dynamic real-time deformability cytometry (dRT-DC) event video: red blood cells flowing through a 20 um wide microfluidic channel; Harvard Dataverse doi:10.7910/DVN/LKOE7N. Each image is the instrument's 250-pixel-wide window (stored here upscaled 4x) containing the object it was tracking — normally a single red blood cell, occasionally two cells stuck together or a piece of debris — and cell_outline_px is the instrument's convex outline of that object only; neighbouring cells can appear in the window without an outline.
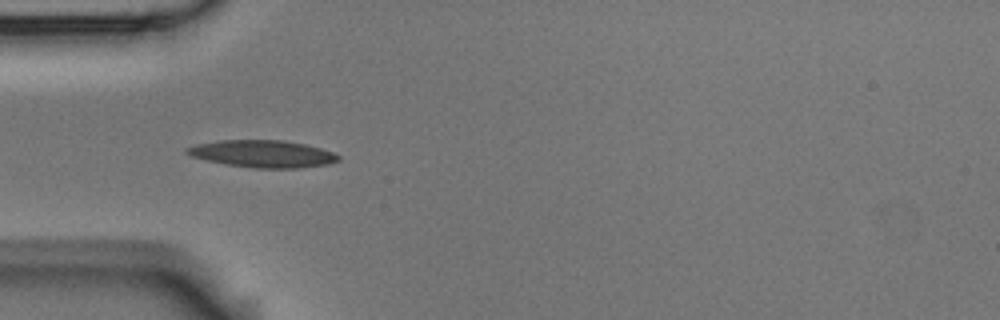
{"species": "Egyptian fruit bat (a non-hibernating species)", "species_latin": "Rousettus aegyptiacus", "temperature_condition": "room temperature", "stored_images_in_passage": 5, "camera_frame_rate_fps": 3000, "um_per_image_px": 0.085, "animal": {"sex": "male"}, "frame": {"image": 1, "passage_image": 3, "time_ms": 0.667, "image_size_px": [1000, 320], "cell_outline_px": [[340, 160], [328, 164], [300, 168], [252, 168], [224, 164], [192, 156], [184, 152], [184, 148], [196, 144], [220, 140], [284, 140], [304, 144], [320, 148], [332, 152], [340, 156]], "centroid_in_image_um": [22.31, 13.07], "position_along_channel_um": 62.7, "area_um2": 24.04}}
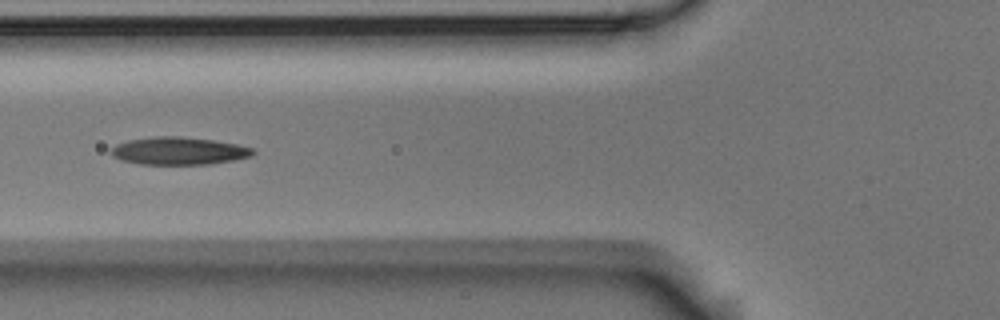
{"frame": {"image": 2, "passage_image": 4, "time_ms": 1.0, "image_size_px": [1000, 320], "cell_outline_px": [[256, 152], [252, 156], [212, 164], [140, 164], [120, 160], [112, 156], [108, 152], [116, 144], [128, 140], [156, 136], [180, 136], [212, 140], [236, 144], [252, 148]], "centroid_in_image_um": [15.16, 12.83], "position_along_channel_um": 110.6, "area_um2": 22.89}}
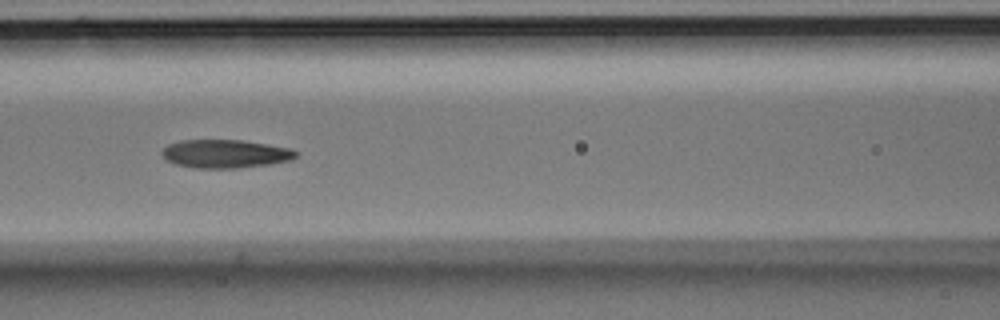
{"frame": {"image": 3, "passage_image": 5, "time_ms": 1.333, "image_size_px": [1000, 320], "cell_outline_px": [[300, 152], [292, 160], [268, 164], [236, 168], [192, 168], [176, 164], [164, 160], [160, 152], [168, 144], [180, 140], [244, 140], [292, 148]], "centroid_in_image_um": [19.14, 13.07], "position_along_channel_um": 147.5, "area_um2": 22.43}}